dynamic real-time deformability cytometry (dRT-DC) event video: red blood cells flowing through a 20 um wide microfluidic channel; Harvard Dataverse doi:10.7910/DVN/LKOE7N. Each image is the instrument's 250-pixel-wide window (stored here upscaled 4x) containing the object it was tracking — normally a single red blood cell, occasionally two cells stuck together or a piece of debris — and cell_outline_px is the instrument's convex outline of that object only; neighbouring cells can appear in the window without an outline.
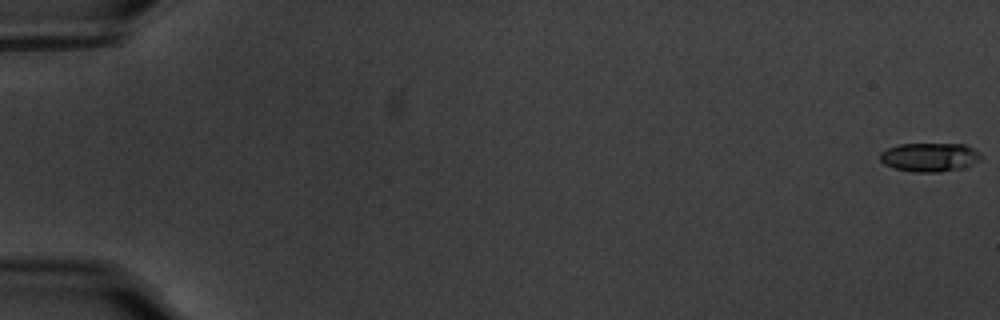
{"species": "common noctule bat (a hibernating species)", "species_latin": "Nyctalus noctula", "temperature_condition": "warm", "stored_images_in_passage": 59, "camera_frame_rate_fps": 3000, "um_per_image_px": 0.085, "animal": {"sex": "male", "body_mass_g": 20.1, "forearm_length_mm": 53.5}, "frame": {"image": 1, "passage_image": 1, "time_ms": 0.0, "image_size_px": [1000, 320], "cell_outline_px": [[980, 156], [972, 164], [960, 168], [940, 172], [912, 172], [896, 168], [884, 164], [880, 160], [880, 152], [888, 148], [900, 144], [964, 144], [980, 152]], "centroid_in_image_um": [78.98, 13.36], "position_along_channel_um": 6.0, "area_um2": 16.7}}
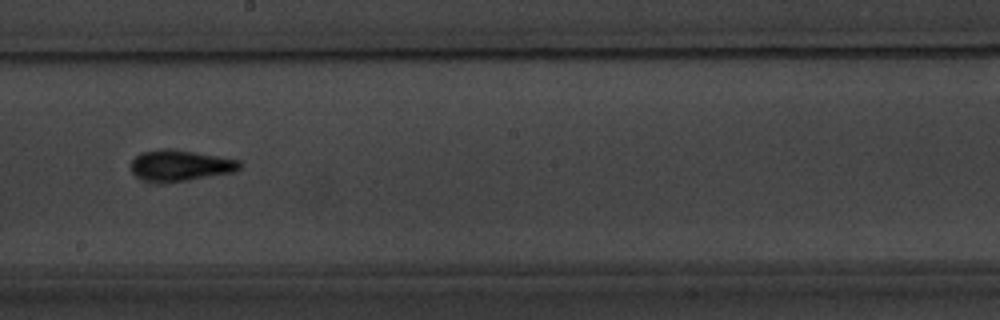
{"frame": {"image": 2, "passage_image": 35, "time_ms": 11.333, "image_size_px": [1000, 320], "cell_outline_px": [[244, 164], [236, 172], [188, 180], [148, 180], [136, 176], [132, 172], [132, 160], [140, 152], [160, 148], [172, 148], [196, 152], [240, 160]], "centroid_in_image_um": [15.39, 14.02], "position_along_channel_um": 232.8, "area_um2": 19.42}}
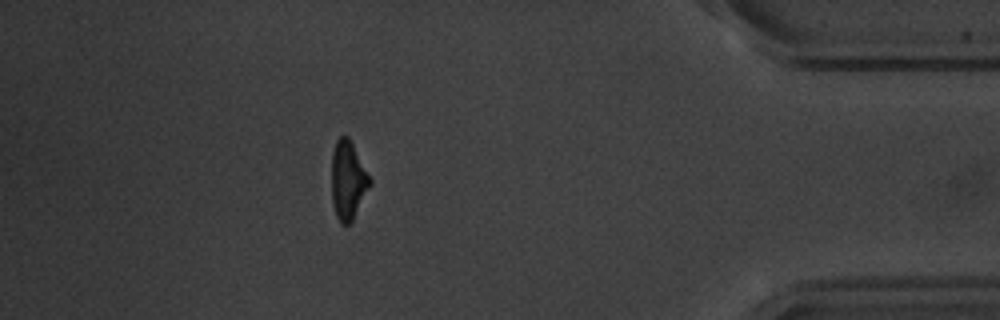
{"frame": {"image": 3, "passage_image": 53, "time_ms": 17.333, "image_size_px": [1000, 320], "cell_outline_px": [[372, 184], [352, 220], [348, 224], [340, 224], [336, 216], [332, 200], [332, 152], [336, 140], [340, 136], [348, 136], [372, 180]], "centroid_in_image_um": [29.58, 15.32], "position_along_channel_um": 405.6, "area_um2": 17.46}, "authors_computed_cell_mechanics": {"area_um2": 17.3978, "velocity_mm_per_s": 3.5418, "shape_relaxation_time_tau1_ms": 3.197, "shape_relaxation_time_tau2_ms": 2.8255, "deformation_change_tau1": 0.1797, "deformation_change_tau2": 0.1108}}